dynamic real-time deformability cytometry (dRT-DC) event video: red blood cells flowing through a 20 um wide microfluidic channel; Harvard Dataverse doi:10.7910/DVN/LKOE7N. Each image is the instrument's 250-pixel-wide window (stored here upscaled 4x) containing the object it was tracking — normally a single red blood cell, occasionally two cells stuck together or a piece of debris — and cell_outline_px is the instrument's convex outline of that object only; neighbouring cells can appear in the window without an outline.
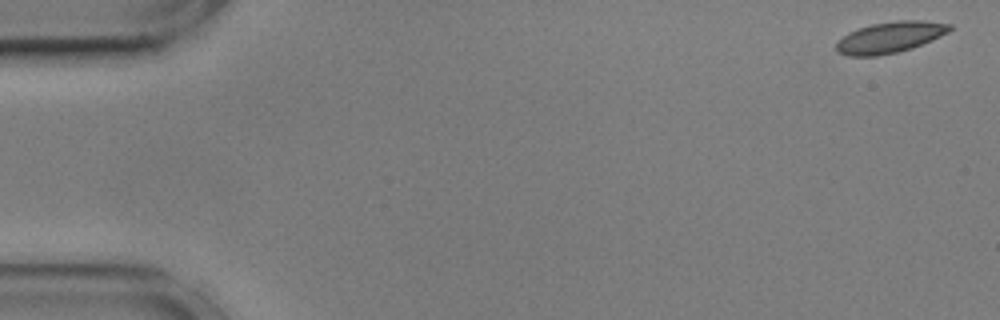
{"species": "common noctule bat (a hibernating species)", "species_latin": "Nyctalus noctula", "temperature_condition": "cold", "stored_images_in_passage": 55, "camera_frame_rate_fps": 3000, "um_per_image_px": 0.085, "animal": {"sex": "male", "body_mass_g": 17.9, "forearm_length_mm": 54.2}, "frame": {"image": 1, "passage_image": 1, "time_ms": 0.0, "image_size_px": [1000, 320], "cell_outline_px": [[952, 28], [948, 32], [932, 40], [912, 48], [896, 52], [876, 56], [848, 56], [836, 52], [836, 44], [848, 32], [872, 24], [896, 20], [924, 20], [952, 24]], "centroid_in_image_um": [75.66, 3.17], "position_along_channel_um": 9.3, "area_um2": 20.52}}
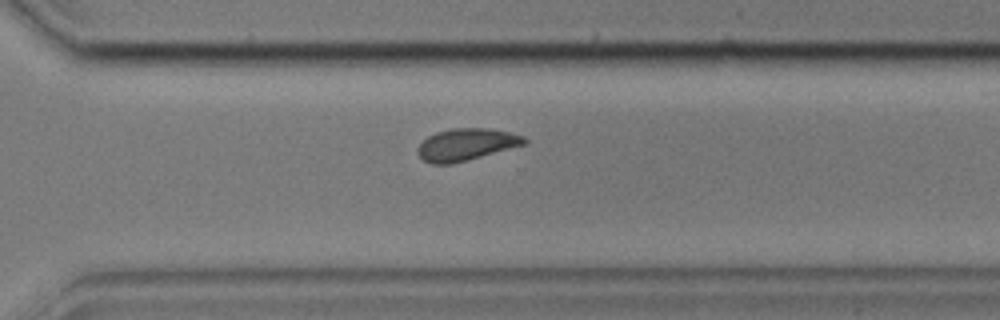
{"frame": {"image": 2, "passage_image": 39, "time_ms": 12.667, "image_size_px": [1000, 320], "cell_outline_px": [[528, 144], [468, 160], [452, 164], [432, 164], [424, 160], [416, 152], [416, 148], [428, 136], [436, 132], [452, 128], [492, 128], [524, 136], [528, 140]], "centroid_in_image_um": [39.66, 12.28], "position_along_channel_um": 330.9, "area_um2": 20.11}}
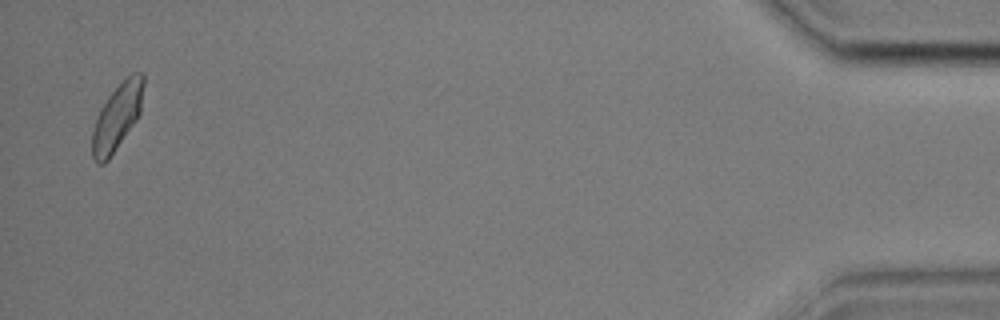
{"frame": {"image": 3, "passage_image": 54, "time_ms": 17.667, "image_size_px": [1000, 320], "cell_outline_px": [[144, 84], [140, 112], [136, 120], [108, 160], [104, 164], [96, 164], [92, 156], [92, 128], [100, 108], [108, 96], [132, 72], [144, 72]], "centroid_in_image_um": [9.94, 9.94], "position_along_channel_um": 425.3, "area_um2": 19.77}, "authors_computed_cell_mechanics": {"area_um2": 20.519, "velocity_mm_per_s": 3.5688, "shape_relaxation_time_tau1_ms": 3.4003, "shape_relaxation_time_tau2_ms": 1.1496, "deformation_change_tau1": 0.0792, "deformation_change_tau2": 0.0391}}